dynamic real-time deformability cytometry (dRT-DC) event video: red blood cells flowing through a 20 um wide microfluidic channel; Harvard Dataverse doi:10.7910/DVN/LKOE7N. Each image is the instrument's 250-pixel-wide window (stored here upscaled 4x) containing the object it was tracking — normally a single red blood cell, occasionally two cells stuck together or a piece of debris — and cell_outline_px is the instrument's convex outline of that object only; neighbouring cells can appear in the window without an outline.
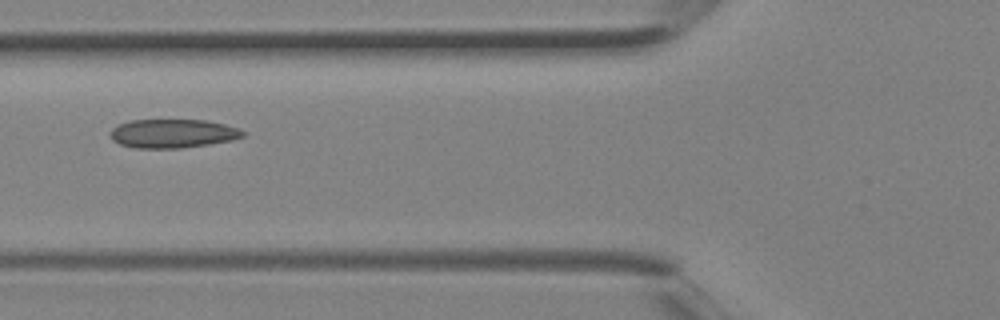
{"species": "Egyptian fruit bat (a non-hibernating species)", "species_latin": "Rousettus aegyptiacus", "temperature_condition": "room temperature", "stored_images_in_passage": 4, "camera_frame_rate_fps": 3000, "um_per_image_px": 0.085, "animal": {"sex": "female"}, "frame": {"image": 1, "passage_image": 4, "time_ms": 1.0, "image_size_px": [1000, 320], "cell_outline_px": [[244, 136], [232, 140], [208, 144], [180, 148], [136, 148], [120, 144], [112, 140], [112, 128], [128, 120], [204, 120], [224, 124], [240, 128], [244, 132]], "centroid_in_image_um": [14.7, 11.34], "position_along_channel_um": 111.1, "area_um2": 22.08}}